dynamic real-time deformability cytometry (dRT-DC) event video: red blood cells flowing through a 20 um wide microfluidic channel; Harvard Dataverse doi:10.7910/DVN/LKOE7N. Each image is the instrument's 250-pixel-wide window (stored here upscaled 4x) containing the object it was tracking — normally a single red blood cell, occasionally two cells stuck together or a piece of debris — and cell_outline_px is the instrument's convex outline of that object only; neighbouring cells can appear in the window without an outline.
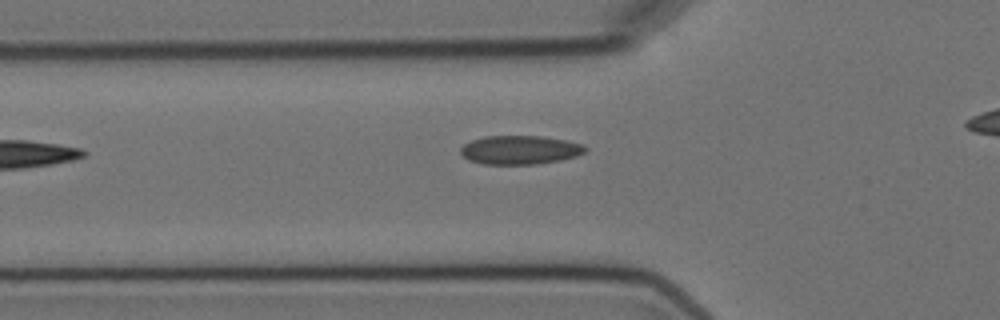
{"species": "Egyptian fruit bat (a non-hibernating species)", "species_latin": "Rousettus aegyptiacus", "temperature_condition": "cold", "stored_images_in_passage": 7, "camera_frame_rate_fps": 3000, "um_per_image_px": 0.085, "animal": {"sex": "female"}, "frame": {"image": 1, "passage_image": 5, "time_ms": 4.667, "image_size_px": [1000, 320], "cell_outline_px": [[588, 148], [584, 152], [576, 156], [560, 160], [536, 164], [484, 164], [468, 160], [460, 152], [460, 148], [464, 144], [472, 140], [484, 136], [540, 136], [564, 140], [584, 144]], "centroid_in_image_um": [44.19, 12.74], "position_along_channel_um": 81.6, "area_um2": 20.87}}
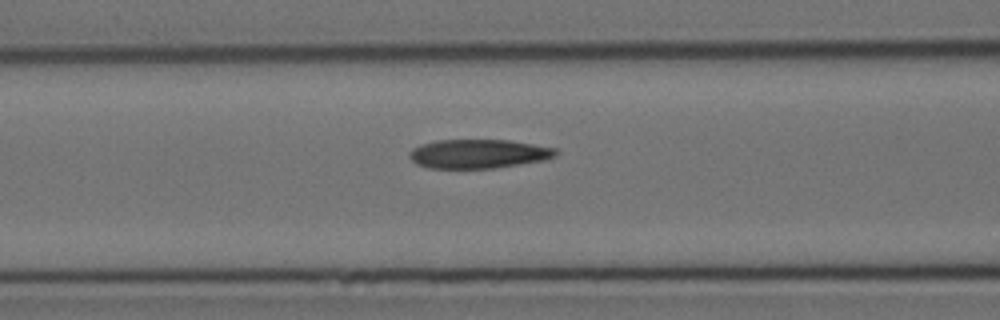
{"frame": {"image": 2, "passage_image": 7, "time_ms": 8.0, "image_size_px": [1000, 320], "cell_outline_px": [[560, 152], [556, 156], [544, 160], [496, 168], [428, 168], [416, 164], [408, 156], [408, 152], [412, 148], [420, 144], [436, 140], [508, 140], [556, 148]], "centroid_in_image_um": [40.65, 13.07], "position_along_channel_um": 126.0, "area_um2": 24.91}}